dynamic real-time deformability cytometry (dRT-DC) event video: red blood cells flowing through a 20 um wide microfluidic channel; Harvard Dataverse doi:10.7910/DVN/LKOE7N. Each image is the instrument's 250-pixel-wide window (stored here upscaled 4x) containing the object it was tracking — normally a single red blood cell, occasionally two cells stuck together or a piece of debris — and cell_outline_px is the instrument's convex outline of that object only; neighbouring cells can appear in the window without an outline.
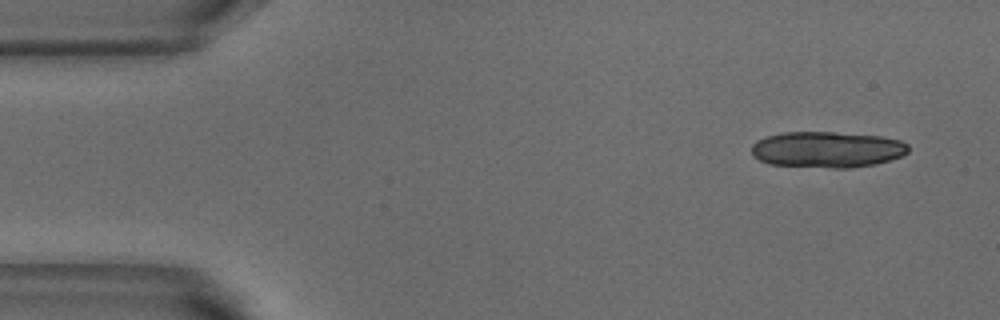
{"species": "common noctule bat (a hibernating species)", "species_latin": "Nyctalus noctula", "temperature_condition": "warm", "stored_images_in_passage": 4, "camera_frame_rate_fps": 3000, "um_per_image_px": 0.085, "animal": {"sex": "male", "body_mass_g": 18.8}, "frame": {"image": 1, "passage_image": 1, "time_ms": 0.0, "image_size_px": [1000, 320], "cell_outline_px": [[908, 152], [900, 156], [876, 164], [848, 168], [832, 168], [768, 164], [752, 156], [752, 144], [756, 140], [768, 136], [784, 132], [836, 132], [880, 136], [900, 140], [908, 144]], "centroid_in_image_um": [70.29, 12.71], "position_along_channel_um": 14.7, "area_um2": 33.0}}